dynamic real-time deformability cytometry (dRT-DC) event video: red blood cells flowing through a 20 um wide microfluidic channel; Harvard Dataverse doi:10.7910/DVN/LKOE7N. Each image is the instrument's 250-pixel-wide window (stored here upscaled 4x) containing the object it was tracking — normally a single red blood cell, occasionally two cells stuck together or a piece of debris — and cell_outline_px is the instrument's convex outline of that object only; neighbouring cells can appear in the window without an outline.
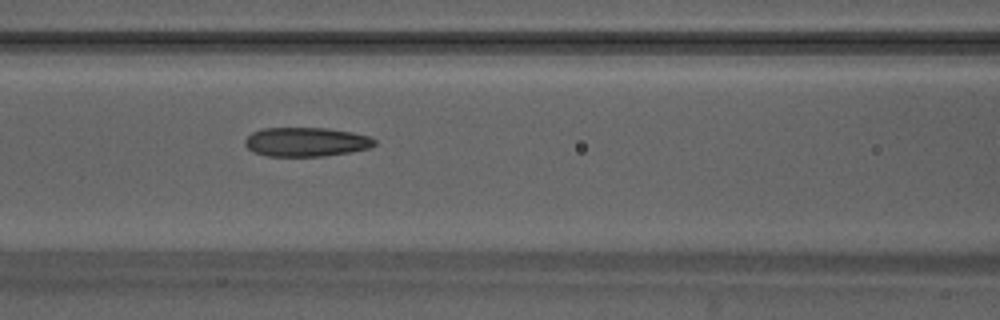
{"species": "Egyptian fruit bat (a non-hibernating species)", "species_latin": "Rousettus aegyptiacus", "temperature_condition": "warm", "stored_images_in_passage": 25, "camera_frame_rate_fps": 3000, "um_per_image_px": 0.085, "animal": {"sex": "male"}, "frame": {"image": 1, "passage_image": 13, "time_ms": 4.0, "image_size_px": [1000, 320], "cell_outline_px": [[376, 144], [368, 148], [352, 152], [324, 156], [268, 156], [252, 152], [244, 144], [244, 140], [252, 132], [260, 128], [328, 128], [352, 132], [368, 136], [376, 140]], "centroid_in_image_um": [26.0, 12.06], "position_along_channel_um": 140.6, "area_um2": 22.14}}